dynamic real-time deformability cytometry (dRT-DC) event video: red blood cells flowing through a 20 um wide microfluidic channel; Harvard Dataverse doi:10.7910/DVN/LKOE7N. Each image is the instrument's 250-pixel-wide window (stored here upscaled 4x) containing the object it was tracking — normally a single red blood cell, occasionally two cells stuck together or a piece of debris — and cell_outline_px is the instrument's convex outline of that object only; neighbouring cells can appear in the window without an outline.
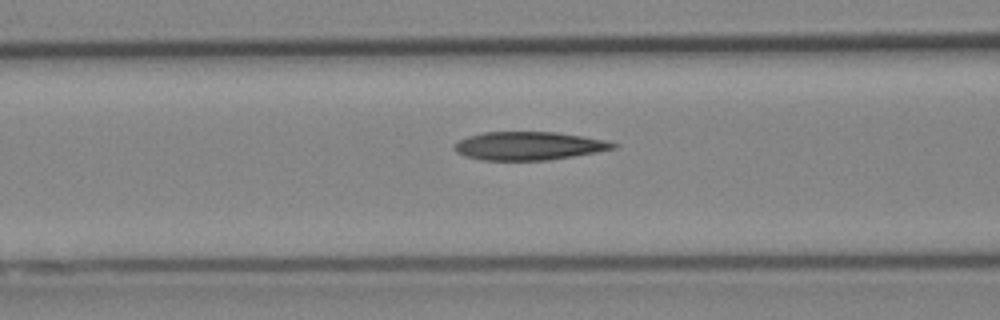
{"species": "Egyptian fruit bat (a non-hibernating species)", "species_latin": "Rousettus aegyptiacus", "temperature_condition": "cold", "stored_images_in_passage": 29, "camera_frame_rate_fps": 3000, "um_per_image_px": 0.085, "animal": {"sex": "female"}, "frame": {"image": 1, "passage_image": 18, "time_ms": 5.667, "image_size_px": [1000, 320], "cell_outline_px": [[620, 144], [616, 148], [596, 152], [548, 160], [480, 160], [464, 156], [456, 152], [452, 148], [460, 140], [468, 136], [484, 132], [556, 132], [604, 140]], "centroid_in_image_um": [44.92, 12.4], "position_along_channel_um": 121.7, "area_um2": 26.07}}
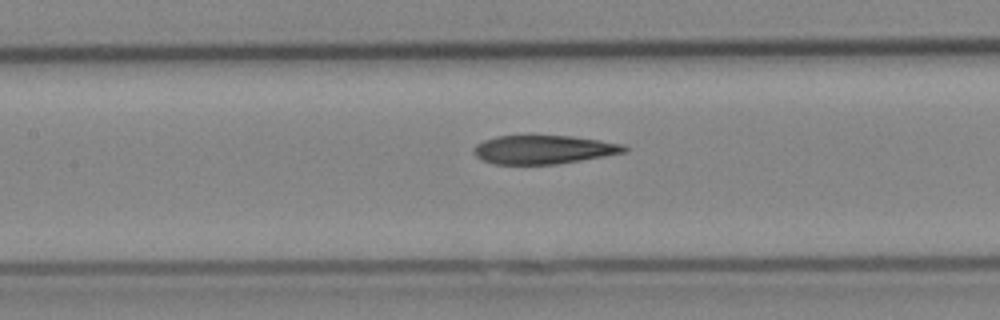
{"frame": {"image": 2, "passage_image": 21, "time_ms": 6.667, "image_size_px": [1000, 320], "cell_outline_px": [[628, 152], [556, 164], [496, 164], [484, 160], [476, 156], [472, 152], [472, 148], [476, 144], [484, 140], [496, 136], [572, 136], [600, 140], [624, 144], [628, 148]], "centroid_in_image_um": [46.21, 12.71], "position_along_channel_um": 161.2, "area_um2": 25.09}}
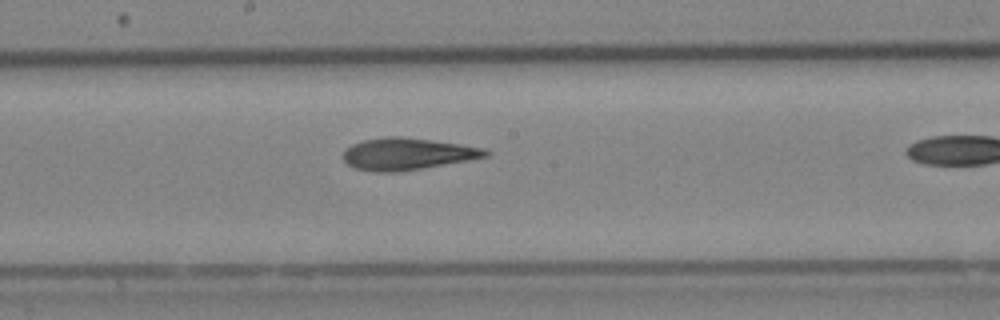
{"frame": {"image": 3, "passage_image": 25, "time_ms": 8.0, "image_size_px": [1000, 320], "cell_outline_px": [[492, 152], [488, 156], [468, 160], [396, 172], [372, 172], [352, 168], [344, 160], [344, 148], [352, 144], [364, 140], [384, 136], [400, 136], [460, 144], [484, 148]], "centroid_in_image_um": [34.58, 13.08], "position_along_channel_um": 213.6, "area_um2": 26.41}}